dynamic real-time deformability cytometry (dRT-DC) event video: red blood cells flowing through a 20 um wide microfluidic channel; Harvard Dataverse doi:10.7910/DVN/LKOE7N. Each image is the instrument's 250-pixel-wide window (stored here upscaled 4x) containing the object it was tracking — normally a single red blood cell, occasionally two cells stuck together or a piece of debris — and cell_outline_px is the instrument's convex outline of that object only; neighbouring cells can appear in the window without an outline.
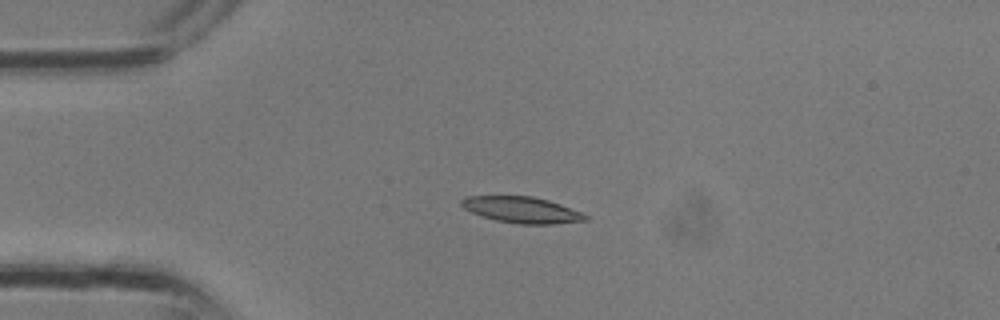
{"species": "common noctule bat (a hibernating species)", "species_latin": "Nyctalus noctula", "temperature_condition": "room temperature", "stored_images_in_passage": 11, "camera_frame_rate_fps": 3000, "um_per_image_px": 0.085, "animal": {"sex": "male", "body_mass_g": 13.3}, "frame": {"image": 1, "passage_image": 1, "time_ms": 0.0, "image_size_px": [1000, 320], "cell_outline_px": [[588, 220], [552, 224], [520, 224], [496, 220], [480, 216], [464, 208], [460, 204], [460, 200], [468, 196], [532, 196], [548, 200], [560, 204], [580, 212], [588, 216]], "centroid_in_image_um": [44.33, 17.84], "position_along_channel_um": 40.7, "area_um2": 18.79}}
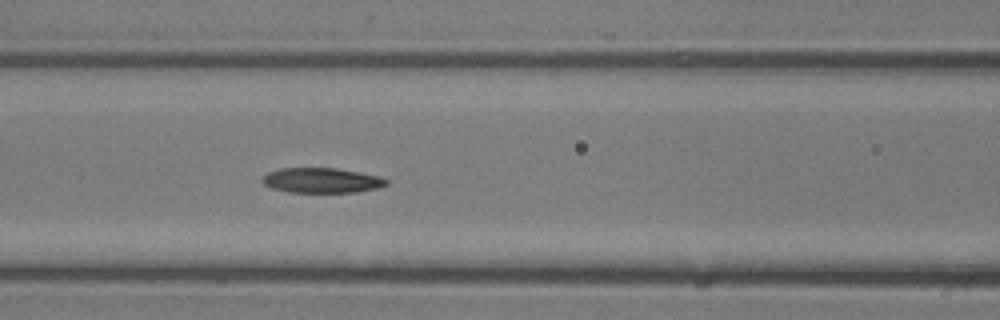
{"frame": {"image": 2, "passage_image": 7, "time_ms": 2.0, "image_size_px": [1000, 320], "cell_outline_px": [[388, 184], [376, 188], [356, 192], [288, 192], [272, 188], [264, 184], [260, 180], [268, 172], [280, 168], [336, 168], [380, 176], [388, 180]], "centroid_in_image_um": [27.32, 15.33], "position_along_channel_um": 139.3, "area_um2": 18.03}}
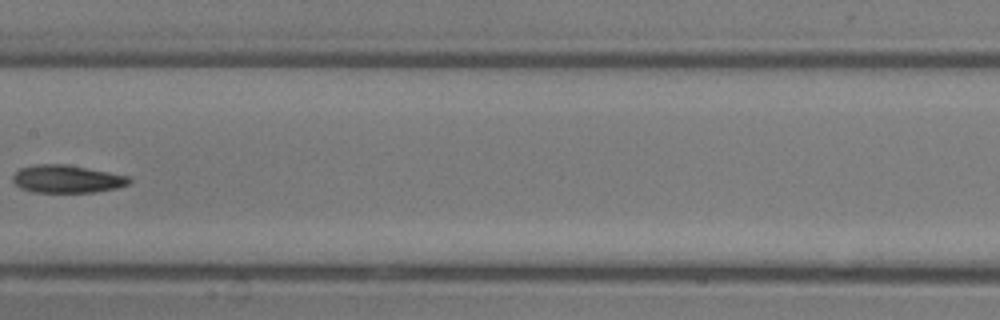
{"frame": {"image": 3, "passage_image": 10, "time_ms": 3.0, "image_size_px": [1000, 320], "cell_outline_px": [[132, 180], [128, 184], [116, 188], [92, 192], [36, 192], [20, 188], [12, 180], [12, 176], [20, 168], [36, 164], [64, 164], [108, 172], [128, 176]], "centroid_in_image_um": [5.66, 15.21], "position_along_channel_um": 201.7, "area_um2": 18.61}}